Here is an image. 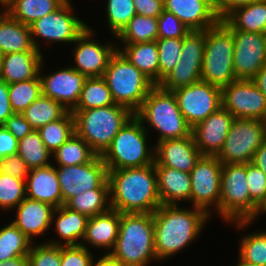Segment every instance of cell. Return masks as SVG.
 <instances>
[{
  "label": "cell",
  "mask_w": 266,
  "mask_h": 266,
  "mask_svg": "<svg viewBox=\"0 0 266 266\" xmlns=\"http://www.w3.org/2000/svg\"><path fill=\"white\" fill-rule=\"evenodd\" d=\"M111 209L153 213L161 205L155 165L108 170Z\"/></svg>",
  "instance_id": "6da1fadb"
},
{
  "label": "cell",
  "mask_w": 266,
  "mask_h": 266,
  "mask_svg": "<svg viewBox=\"0 0 266 266\" xmlns=\"http://www.w3.org/2000/svg\"><path fill=\"white\" fill-rule=\"evenodd\" d=\"M155 253L158 261L179 253L198 238L211 218L202 209L160 205L153 213Z\"/></svg>",
  "instance_id": "7a4b0ae2"
},
{
  "label": "cell",
  "mask_w": 266,
  "mask_h": 266,
  "mask_svg": "<svg viewBox=\"0 0 266 266\" xmlns=\"http://www.w3.org/2000/svg\"><path fill=\"white\" fill-rule=\"evenodd\" d=\"M110 253L124 266H148L157 260L152 213H120L115 246Z\"/></svg>",
  "instance_id": "3957f363"
},
{
  "label": "cell",
  "mask_w": 266,
  "mask_h": 266,
  "mask_svg": "<svg viewBox=\"0 0 266 266\" xmlns=\"http://www.w3.org/2000/svg\"><path fill=\"white\" fill-rule=\"evenodd\" d=\"M71 112L75 120V133L99 156L134 115L129 108L120 104Z\"/></svg>",
  "instance_id": "277c9868"
},
{
  "label": "cell",
  "mask_w": 266,
  "mask_h": 266,
  "mask_svg": "<svg viewBox=\"0 0 266 266\" xmlns=\"http://www.w3.org/2000/svg\"><path fill=\"white\" fill-rule=\"evenodd\" d=\"M148 128L134 114L101 155L108 170L143 167L155 163V148L147 147ZM153 150H152V149Z\"/></svg>",
  "instance_id": "5b68a950"
},
{
  "label": "cell",
  "mask_w": 266,
  "mask_h": 266,
  "mask_svg": "<svg viewBox=\"0 0 266 266\" xmlns=\"http://www.w3.org/2000/svg\"><path fill=\"white\" fill-rule=\"evenodd\" d=\"M135 115L159 132L157 142L192 135V127L181 113L173 91L160 85L151 89Z\"/></svg>",
  "instance_id": "8992f818"
},
{
  "label": "cell",
  "mask_w": 266,
  "mask_h": 266,
  "mask_svg": "<svg viewBox=\"0 0 266 266\" xmlns=\"http://www.w3.org/2000/svg\"><path fill=\"white\" fill-rule=\"evenodd\" d=\"M103 78L114 102L129 108L134 114L155 86L119 50L111 56Z\"/></svg>",
  "instance_id": "52a82bcc"
},
{
  "label": "cell",
  "mask_w": 266,
  "mask_h": 266,
  "mask_svg": "<svg viewBox=\"0 0 266 266\" xmlns=\"http://www.w3.org/2000/svg\"><path fill=\"white\" fill-rule=\"evenodd\" d=\"M234 38L232 30L223 22L205 30V50L202 80L221 89L237 80L233 65Z\"/></svg>",
  "instance_id": "ba28073f"
},
{
  "label": "cell",
  "mask_w": 266,
  "mask_h": 266,
  "mask_svg": "<svg viewBox=\"0 0 266 266\" xmlns=\"http://www.w3.org/2000/svg\"><path fill=\"white\" fill-rule=\"evenodd\" d=\"M219 215L229 224L249 221L257 210L247 187L246 164H223Z\"/></svg>",
  "instance_id": "9c48e42d"
},
{
  "label": "cell",
  "mask_w": 266,
  "mask_h": 266,
  "mask_svg": "<svg viewBox=\"0 0 266 266\" xmlns=\"http://www.w3.org/2000/svg\"><path fill=\"white\" fill-rule=\"evenodd\" d=\"M265 139L263 120L234 118L217 158L222 164L250 163Z\"/></svg>",
  "instance_id": "30bf717a"
},
{
  "label": "cell",
  "mask_w": 266,
  "mask_h": 266,
  "mask_svg": "<svg viewBox=\"0 0 266 266\" xmlns=\"http://www.w3.org/2000/svg\"><path fill=\"white\" fill-rule=\"evenodd\" d=\"M71 0H66L54 12L45 15L30 25L34 47L40 51L36 38L45 39L50 44L73 43L88 27L84 21L74 16Z\"/></svg>",
  "instance_id": "8fae6325"
},
{
  "label": "cell",
  "mask_w": 266,
  "mask_h": 266,
  "mask_svg": "<svg viewBox=\"0 0 266 266\" xmlns=\"http://www.w3.org/2000/svg\"><path fill=\"white\" fill-rule=\"evenodd\" d=\"M222 166L217 156L202 155L190 172L192 207L202 209L210 217L211 206L219 215Z\"/></svg>",
  "instance_id": "7c38bea8"
},
{
  "label": "cell",
  "mask_w": 266,
  "mask_h": 266,
  "mask_svg": "<svg viewBox=\"0 0 266 266\" xmlns=\"http://www.w3.org/2000/svg\"><path fill=\"white\" fill-rule=\"evenodd\" d=\"M178 107L193 128L222 106L220 87L203 80L173 90Z\"/></svg>",
  "instance_id": "4fadbf2b"
},
{
  "label": "cell",
  "mask_w": 266,
  "mask_h": 266,
  "mask_svg": "<svg viewBox=\"0 0 266 266\" xmlns=\"http://www.w3.org/2000/svg\"><path fill=\"white\" fill-rule=\"evenodd\" d=\"M62 193V205L83 191L98 187H110L108 169L101 156L82 165L56 166Z\"/></svg>",
  "instance_id": "5bb4252c"
},
{
  "label": "cell",
  "mask_w": 266,
  "mask_h": 266,
  "mask_svg": "<svg viewBox=\"0 0 266 266\" xmlns=\"http://www.w3.org/2000/svg\"><path fill=\"white\" fill-rule=\"evenodd\" d=\"M222 106L234 118L263 120L266 97L252 80L237 79L222 89Z\"/></svg>",
  "instance_id": "9a60e30c"
},
{
  "label": "cell",
  "mask_w": 266,
  "mask_h": 266,
  "mask_svg": "<svg viewBox=\"0 0 266 266\" xmlns=\"http://www.w3.org/2000/svg\"><path fill=\"white\" fill-rule=\"evenodd\" d=\"M236 79L251 80L266 64V33L232 30Z\"/></svg>",
  "instance_id": "2e32d148"
},
{
  "label": "cell",
  "mask_w": 266,
  "mask_h": 266,
  "mask_svg": "<svg viewBox=\"0 0 266 266\" xmlns=\"http://www.w3.org/2000/svg\"><path fill=\"white\" fill-rule=\"evenodd\" d=\"M94 34L95 30L88 26L73 42L75 65L71 67L87 78L103 77L111 56L117 50L116 43H98L97 39H94Z\"/></svg>",
  "instance_id": "e0dca14e"
},
{
  "label": "cell",
  "mask_w": 266,
  "mask_h": 266,
  "mask_svg": "<svg viewBox=\"0 0 266 266\" xmlns=\"http://www.w3.org/2000/svg\"><path fill=\"white\" fill-rule=\"evenodd\" d=\"M56 71L44 76L40 67L42 95L54 99L71 111L77 105L87 77L71 66Z\"/></svg>",
  "instance_id": "ac0fdd59"
},
{
  "label": "cell",
  "mask_w": 266,
  "mask_h": 266,
  "mask_svg": "<svg viewBox=\"0 0 266 266\" xmlns=\"http://www.w3.org/2000/svg\"><path fill=\"white\" fill-rule=\"evenodd\" d=\"M234 116L223 106L192 128L196 147L202 155L217 156L230 131Z\"/></svg>",
  "instance_id": "d6986e66"
},
{
  "label": "cell",
  "mask_w": 266,
  "mask_h": 266,
  "mask_svg": "<svg viewBox=\"0 0 266 266\" xmlns=\"http://www.w3.org/2000/svg\"><path fill=\"white\" fill-rule=\"evenodd\" d=\"M155 166H165L190 173L202 154L196 147L192 135L157 142Z\"/></svg>",
  "instance_id": "ffe728a7"
},
{
  "label": "cell",
  "mask_w": 266,
  "mask_h": 266,
  "mask_svg": "<svg viewBox=\"0 0 266 266\" xmlns=\"http://www.w3.org/2000/svg\"><path fill=\"white\" fill-rule=\"evenodd\" d=\"M55 209L48 203L25 198L16 207V219L12 223L33 242L51 227Z\"/></svg>",
  "instance_id": "44dd1931"
},
{
  "label": "cell",
  "mask_w": 266,
  "mask_h": 266,
  "mask_svg": "<svg viewBox=\"0 0 266 266\" xmlns=\"http://www.w3.org/2000/svg\"><path fill=\"white\" fill-rule=\"evenodd\" d=\"M164 10L176 15L190 30H206L219 21L211 0H164Z\"/></svg>",
  "instance_id": "7402d4cb"
},
{
  "label": "cell",
  "mask_w": 266,
  "mask_h": 266,
  "mask_svg": "<svg viewBox=\"0 0 266 266\" xmlns=\"http://www.w3.org/2000/svg\"><path fill=\"white\" fill-rule=\"evenodd\" d=\"M26 198L48 203L55 208L62 205L56 165L30 169L26 179Z\"/></svg>",
  "instance_id": "603a6c76"
},
{
  "label": "cell",
  "mask_w": 266,
  "mask_h": 266,
  "mask_svg": "<svg viewBox=\"0 0 266 266\" xmlns=\"http://www.w3.org/2000/svg\"><path fill=\"white\" fill-rule=\"evenodd\" d=\"M161 205H179L191 197L190 173L165 166H155Z\"/></svg>",
  "instance_id": "cb8c5ba5"
},
{
  "label": "cell",
  "mask_w": 266,
  "mask_h": 266,
  "mask_svg": "<svg viewBox=\"0 0 266 266\" xmlns=\"http://www.w3.org/2000/svg\"><path fill=\"white\" fill-rule=\"evenodd\" d=\"M120 212L110 209L108 212L93 216L88 219L84 243L95 248L113 250L118 236Z\"/></svg>",
  "instance_id": "d4e9b609"
},
{
  "label": "cell",
  "mask_w": 266,
  "mask_h": 266,
  "mask_svg": "<svg viewBox=\"0 0 266 266\" xmlns=\"http://www.w3.org/2000/svg\"><path fill=\"white\" fill-rule=\"evenodd\" d=\"M41 51H23L3 55L2 79L7 84L32 80L43 67Z\"/></svg>",
  "instance_id": "484cf974"
},
{
  "label": "cell",
  "mask_w": 266,
  "mask_h": 266,
  "mask_svg": "<svg viewBox=\"0 0 266 266\" xmlns=\"http://www.w3.org/2000/svg\"><path fill=\"white\" fill-rule=\"evenodd\" d=\"M88 219L86 215L61 205L54 210L52 216V225L55 224L54 228L60 239L49 240L47 243L58 246L81 245L79 240L82 241L85 235Z\"/></svg>",
  "instance_id": "4316f807"
},
{
  "label": "cell",
  "mask_w": 266,
  "mask_h": 266,
  "mask_svg": "<svg viewBox=\"0 0 266 266\" xmlns=\"http://www.w3.org/2000/svg\"><path fill=\"white\" fill-rule=\"evenodd\" d=\"M39 51L32 42L31 29L12 18L4 9L0 12V53Z\"/></svg>",
  "instance_id": "83f0119b"
},
{
  "label": "cell",
  "mask_w": 266,
  "mask_h": 266,
  "mask_svg": "<svg viewBox=\"0 0 266 266\" xmlns=\"http://www.w3.org/2000/svg\"><path fill=\"white\" fill-rule=\"evenodd\" d=\"M119 50L134 66H136L155 85H159V56L157 42L123 44Z\"/></svg>",
  "instance_id": "f1b7e54d"
},
{
  "label": "cell",
  "mask_w": 266,
  "mask_h": 266,
  "mask_svg": "<svg viewBox=\"0 0 266 266\" xmlns=\"http://www.w3.org/2000/svg\"><path fill=\"white\" fill-rule=\"evenodd\" d=\"M223 22L231 30L266 33V0H255L234 10Z\"/></svg>",
  "instance_id": "f546056e"
},
{
  "label": "cell",
  "mask_w": 266,
  "mask_h": 266,
  "mask_svg": "<svg viewBox=\"0 0 266 266\" xmlns=\"http://www.w3.org/2000/svg\"><path fill=\"white\" fill-rule=\"evenodd\" d=\"M66 0H11L4 10L15 20L30 26L36 20L54 12Z\"/></svg>",
  "instance_id": "4dcf8cb0"
},
{
  "label": "cell",
  "mask_w": 266,
  "mask_h": 266,
  "mask_svg": "<svg viewBox=\"0 0 266 266\" xmlns=\"http://www.w3.org/2000/svg\"><path fill=\"white\" fill-rule=\"evenodd\" d=\"M64 205L88 218L108 212L111 209L110 187L83 191L70 198Z\"/></svg>",
  "instance_id": "1f68e13d"
},
{
  "label": "cell",
  "mask_w": 266,
  "mask_h": 266,
  "mask_svg": "<svg viewBox=\"0 0 266 266\" xmlns=\"http://www.w3.org/2000/svg\"><path fill=\"white\" fill-rule=\"evenodd\" d=\"M69 110L52 98L41 95L22 112L34 130L62 118Z\"/></svg>",
  "instance_id": "d6a6232c"
},
{
  "label": "cell",
  "mask_w": 266,
  "mask_h": 266,
  "mask_svg": "<svg viewBox=\"0 0 266 266\" xmlns=\"http://www.w3.org/2000/svg\"><path fill=\"white\" fill-rule=\"evenodd\" d=\"M116 104L103 77L87 78L77 105L72 110H87Z\"/></svg>",
  "instance_id": "836d02e7"
},
{
  "label": "cell",
  "mask_w": 266,
  "mask_h": 266,
  "mask_svg": "<svg viewBox=\"0 0 266 266\" xmlns=\"http://www.w3.org/2000/svg\"><path fill=\"white\" fill-rule=\"evenodd\" d=\"M57 166L82 165L91 162L97 154L76 133L64 142L54 153Z\"/></svg>",
  "instance_id": "e575fe53"
},
{
  "label": "cell",
  "mask_w": 266,
  "mask_h": 266,
  "mask_svg": "<svg viewBox=\"0 0 266 266\" xmlns=\"http://www.w3.org/2000/svg\"><path fill=\"white\" fill-rule=\"evenodd\" d=\"M32 243L12 222L0 228V263L28 256Z\"/></svg>",
  "instance_id": "d590c367"
},
{
  "label": "cell",
  "mask_w": 266,
  "mask_h": 266,
  "mask_svg": "<svg viewBox=\"0 0 266 266\" xmlns=\"http://www.w3.org/2000/svg\"><path fill=\"white\" fill-rule=\"evenodd\" d=\"M116 38L123 44L155 41L158 38V17L136 14Z\"/></svg>",
  "instance_id": "8d00e7d4"
},
{
  "label": "cell",
  "mask_w": 266,
  "mask_h": 266,
  "mask_svg": "<svg viewBox=\"0 0 266 266\" xmlns=\"http://www.w3.org/2000/svg\"><path fill=\"white\" fill-rule=\"evenodd\" d=\"M46 148L54 153L75 133L73 113L68 111L62 118L49 122L37 130Z\"/></svg>",
  "instance_id": "74e56055"
},
{
  "label": "cell",
  "mask_w": 266,
  "mask_h": 266,
  "mask_svg": "<svg viewBox=\"0 0 266 266\" xmlns=\"http://www.w3.org/2000/svg\"><path fill=\"white\" fill-rule=\"evenodd\" d=\"M17 153L30 169L49 166V158H53L37 130L19 140Z\"/></svg>",
  "instance_id": "f35d334b"
},
{
  "label": "cell",
  "mask_w": 266,
  "mask_h": 266,
  "mask_svg": "<svg viewBox=\"0 0 266 266\" xmlns=\"http://www.w3.org/2000/svg\"><path fill=\"white\" fill-rule=\"evenodd\" d=\"M9 100L14 113H22L42 95V83L38 75L32 80L8 84Z\"/></svg>",
  "instance_id": "ab89813d"
},
{
  "label": "cell",
  "mask_w": 266,
  "mask_h": 266,
  "mask_svg": "<svg viewBox=\"0 0 266 266\" xmlns=\"http://www.w3.org/2000/svg\"><path fill=\"white\" fill-rule=\"evenodd\" d=\"M202 63H188L181 60L159 84L167 91L188 86L202 80Z\"/></svg>",
  "instance_id": "60d3db41"
},
{
  "label": "cell",
  "mask_w": 266,
  "mask_h": 266,
  "mask_svg": "<svg viewBox=\"0 0 266 266\" xmlns=\"http://www.w3.org/2000/svg\"><path fill=\"white\" fill-rule=\"evenodd\" d=\"M109 31L117 37L136 15L133 0H106Z\"/></svg>",
  "instance_id": "b9f144b4"
},
{
  "label": "cell",
  "mask_w": 266,
  "mask_h": 266,
  "mask_svg": "<svg viewBox=\"0 0 266 266\" xmlns=\"http://www.w3.org/2000/svg\"><path fill=\"white\" fill-rule=\"evenodd\" d=\"M239 257L251 264L266 266V231H256L240 239Z\"/></svg>",
  "instance_id": "7bdbcfd3"
},
{
  "label": "cell",
  "mask_w": 266,
  "mask_h": 266,
  "mask_svg": "<svg viewBox=\"0 0 266 266\" xmlns=\"http://www.w3.org/2000/svg\"><path fill=\"white\" fill-rule=\"evenodd\" d=\"M25 198L26 181L0 173V209H14Z\"/></svg>",
  "instance_id": "ee69618b"
},
{
  "label": "cell",
  "mask_w": 266,
  "mask_h": 266,
  "mask_svg": "<svg viewBox=\"0 0 266 266\" xmlns=\"http://www.w3.org/2000/svg\"><path fill=\"white\" fill-rule=\"evenodd\" d=\"M159 84L174 69L182 52V38H157Z\"/></svg>",
  "instance_id": "f6af8a7d"
},
{
  "label": "cell",
  "mask_w": 266,
  "mask_h": 266,
  "mask_svg": "<svg viewBox=\"0 0 266 266\" xmlns=\"http://www.w3.org/2000/svg\"><path fill=\"white\" fill-rule=\"evenodd\" d=\"M205 30H190L182 38V52L179 60L188 63H203Z\"/></svg>",
  "instance_id": "bcb514c9"
},
{
  "label": "cell",
  "mask_w": 266,
  "mask_h": 266,
  "mask_svg": "<svg viewBox=\"0 0 266 266\" xmlns=\"http://www.w3.org/2000/svg\"><path fill=\"white\" fill-rule=\"evenodd\" d=\"M27 258L28 266H61V246L32 243Z\"/></svg>",
  "instance_id": "7dc6e473"
},
{
  "label": "cell",
  "mask_w": 266,
  "mask_h": 266,
  "mask_svg": "<svg viewBox=\"0 0 266 266\" xmlns=\"http://www.w3.org/2000/svg\"><path fill=\"white\" fill-rule=\"evenodd\" d=\"M190 29L166 10L158 16V38H184Z\"/></svg>",
  "instance_id": "c3c4849f"
},
{
  "label": "cell",
  "mask_w": 266,
  "mask_h": 266,
  "mask_svg": "<svg viewBox=\"0 0 266 266\" xmlns=\"http://www.w3.org/2000/svg\"><path fill=\"white\" fill-rule=\"evenodd\" d=\"M247 187L250 198L257 204L266 196V174L253 163H246Z\"/></svg>",
  "instance_id": "681fc988"
},
{
  "label": "cell",
  "mask_w": 266,
  "mask_h": 266,
  "mask_svg": "<svg viewBox=\"0 0 266 266\" xmlns=\"http://www.w3.org/2000/svg\"><path fill=\"white\" fill-rule=\"evenodd\" d=\"M93 259L86 243L84 246H61V266H92Z\"/></svg>",
  "instance_id": "f907efd6"
},
{
  "label": "cell",
  "mask_w": 266,
  "mask_h": 266,
  "mask_svg": "<svg viewBox=\"0 0 266 266\" xmlns=\"http://www.w3.org/2000/svg\"><path fill=\"white\" fill-rule=\"evenodd\" d=\"M29 172L30 168L18 153L0 160V173L26 181Z\"/></svg>",
  "instance_id": "816d5d0a"
},
{
  "label": "cell",
  "mask_w": 266,
  "mask_h": 266,
  "mask_svg": "<svg viewBox=\"0 0 266 266\" xmlns=\"http://www.w3.org/2000/svg\"><path fill=\"white\" fill-rule=\"evenodd\" d=\"M18 141L34 129L22 113H13L3 125Z\"/></svg>",
  "instance_id": "f5cc1de1"
},
{
  "label": "cell",
  "mask_w": 266,
  "mask_h": 266,
  "mask_svg": "<svg viewBox=\"0 0 266 266\" xmlns=\"http://www.w3.org/2000/svg\"><path fill=\"white\" fill-rule=\"evenodd\" d=\"M255 0H211L219 21H223L234 10L244 7Z\"/></svg>",
  "instance_id": "db71d44e"
},
{
  "label": "cell",
  "mask_w": 266,
  "mask_h": 266,
  "mask_svg": "<svg viewBox=\"0 0 266 266\" xmlns=\"http://www.w3.org/2000/svg\"><path fill=\"white\" fill-rule=\"evenodd\" d=\"M137 15L158 17L164 10V0H133Z\"/></svg>",
  "instance_id": "11a10c76"
},
{
  "label": "cell",
  "mask_w": 266,
  "mask_h": 266,
  "mask_svg": "<svg viewBox=\"0 0 266 266\" xmlns=\"http://www.w3.org/2000/svg\"><path fill=\"white\" fill-rule=\"evenodd\" d=\"M18 140L4 127L0 126V160L17 154Z\"/></svg>",
  "instance_id": "9f6ffc18"
},
{
  "label": "cell",
  "mask_w": 266,
  "mask_h": 266,
  "mask_svg": "<svg viewBox=\"0 0 266 266\" xmlns=\"http://www.w3.org/2000/svg\"><path fill=\"white\" fill-rule=\"evenodd\" d=\"M8 92V84L0 80V126L13 114Z\"/></svg>",
  "instance_id": "6f0895ef"
},
{
  "label": "cell",
  "mask_w": 266,
  "mask_h": 266,
  "mask_svg": "<svg viewBox=\"0 0 266 266\" xmlns=\"http://www.w3.org/2000/svg\"><path fill=\"white\" fill-rule=\"evenodd\" d=\"M251 163L259 167L266 174V139L255 152Z\"/></svg>",
  "instance_id": "680465c9"
},
{
  "label": "cell",
  "mask_w": 266,
  "mask_h": 266,
  "mask_svg": "<svg viewBox=\"0 0 266 266\" xmlns=\"http://www.w3.org/2000/svg\"><path fill=\"white\" fill-rule=\"evenodd\" d=\"M262 213H266V196L259 203V205L257 206V210H256L254 216L249 221H235V222H232V223H234V225H236L237 229H240V228L244 229V228L247 227V225L249 226V224H252L253 221L255 219H257V216H259Z\"/></svg>",
  "instance_id": "91938a15"
},
{
  "label": "cell",
  "mask_w": 266,
  "mask_h": 266,
  "mask_svg": "<svg viewBox=\"0 0 266 266\" xmlns=\"http://www.w3.org/2000/svg\"><path fill=\"white\" fill-rule=\"evenodd\" d=\"M92 266H124L118 259L113 257L110 253H104L99 259L92 262Z\"/></svg>",
  "instance_id": "94428289"
},
{
  "label": "cell",
  "mask_w": 266,
  "mask_h": 266,
  "mask_svg": "<svg viewBox=\"0 0 266 266\" xmlns=\"http://www.w3.org/2000/svg\"><path fill=\"white\" fill-rule=\"evenodd\" d=\"M266 97V64L251 79Z\"/></svg>",
  "instance_id": "6125c7cd"
},
{
  "label": "cell",
  "mask_w": 266,
  "mask_h": 266,
  "mask_svg": "<svg viewBox=\"0 0 266 266\" xmlns=\"http://www.w3.org/2000/svg\"><path fill=\"white\" fill-rule=\"evenodd\" d=\"M0 266H28L27 256L17 257L0 263Z\"/></svg>",
  "instance_id": "be15d7a7"
},
{
  "label": "cell",
  "mask_w": 266,
  "mask_h": 266,
  "mask_svg": "<svg viewBox=\"0 0 266 266\" xmlns=\"http://www.w3.org/2000/svg\"><path fill=\"white\" fill-rule=\"evenodd\" d=\"M238 261L239 262L236 264V266H260V265L248 263V262L242 260L240 257H239Z\"/></svg>",
  "instance_id": "e7e4bbea"
},
{
  "label": "cell",
  "mask_w": 266,
  "mask_h": 266,
  "mask_svg": "<svg viewBox=\"0 0 266 266\" xmlns=\"http://www.w3.org/2000/svg\"><path fill=\"white\" fill-rule=\"evenodd\" d=\"M2 61H3V55L0 53V80L2 79Z\"/></svg>",
  "instance_id": "03108f58"
},
{
  "label": "cell",
  "mask_w": 266,
  "mask_h": 266,
  "mask_svg": "<svg viewBox=\"0 0 266 266\" xmlns=\"http://www.w3.org/2000/svg\"><path fill=\"white\" fill-rule=\"evenodd\" d=\"M11 0H0L1 6L4 8Z\"/></svg>",
  "instance_id": "003e7915"
},
{
  "label": "cell",
  "mask_w": 266,
  "mask_h": 266,
  "mask_svg": "<svg viewBox=\"0 0 266 266\" xmlns=\"http://www.w3.org/2000/svg\"><path fill=\"white\" fill-rule=\"evenodd\" d=\"M263 123H264V128H265V136H266V115H265V118L263 119Z\"/></svg>",
  "instance_id": "a7ac6f4b"
}]
</instances>
